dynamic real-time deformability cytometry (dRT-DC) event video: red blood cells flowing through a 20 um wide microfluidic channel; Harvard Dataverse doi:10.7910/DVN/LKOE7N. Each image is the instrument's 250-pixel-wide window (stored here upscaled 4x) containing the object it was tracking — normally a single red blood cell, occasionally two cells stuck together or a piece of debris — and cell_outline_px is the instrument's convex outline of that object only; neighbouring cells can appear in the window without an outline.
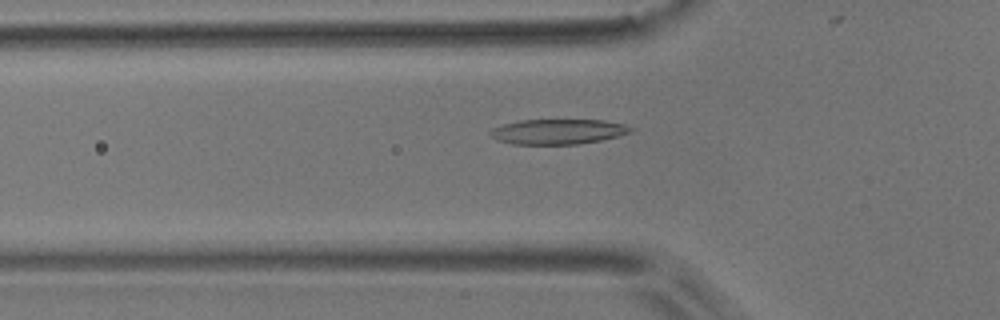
{"species": "common noctule bat (a hibernating species)", "species_latin": "Nyctalus noctula", "temperature_condition": "room temperature", "stored_images_in_passage": 37, "camera_frame_rate_fps": 3000, "um_per_image_px": 0.085, "animal": {"sex": "male", "body_mass_g": 17.9}, "frame": {"image": 1, "passage_image": 7, "time_ms": 2.0, "image_size_px": [1000, 320], "cell_outline_px": [[636, 128], [632, 132], [600, 140], [580, 144], [512, 144], [496, 140], [488, 136], [488, 132], [492, 128], [504, 124], [520, 120], [604, 120], [624, 124]], "centroid_in_image_um": [47.4, 11.19], "position_along_channel_um": 78.4, "area_um2": 20.69}}
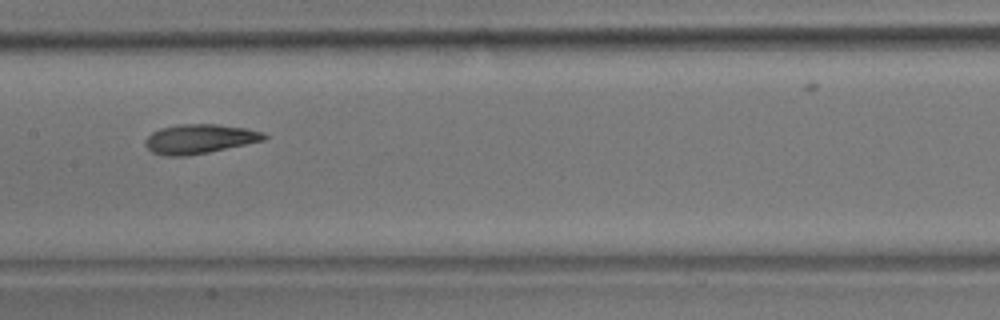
{"frame": {"image": 2, "passage_image": 16, "time_ms": 5.0, "image_size_px": [1000, 320], "cell_outline_px": [[268, 136], [264, 140], [208, 152], [188, 156], [168, 156], [152, 152], [144, 144], [144, 140], [152, 132], [160, 128], [180, 124], [216, 124], [248, 128], [264, 132]], "centroid_in_image_um": [16.95, 11.8], "position_along_channel_um": 190.4, "area_um2": 20.35}}
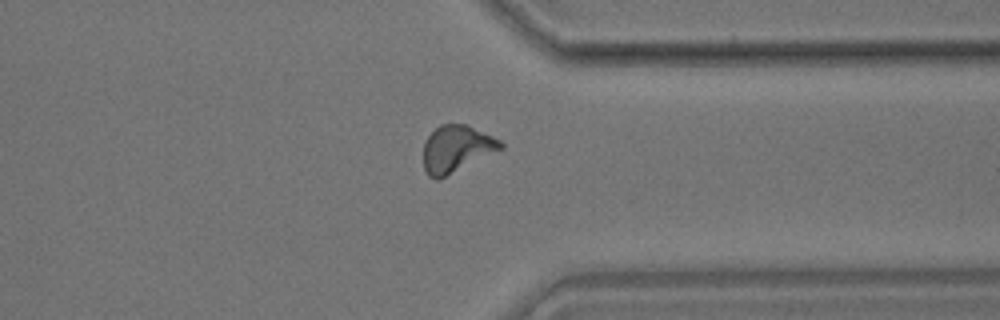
{"frame": {"image": 3, "passage_image": 31, "time_ms": 10.0, "image_size_px": [1000, 320], "cell_outline_px": [[504, 148], [436, 180], [428, 176], [424, 168], [424, 144], [428, 136], [440, 124], [468, 124], [500, 140], [504, 144]], "centroid_in_image_um": [38.8, 12.63], "position_along_channel_um": 372.6, "area_um2": 20.81}}